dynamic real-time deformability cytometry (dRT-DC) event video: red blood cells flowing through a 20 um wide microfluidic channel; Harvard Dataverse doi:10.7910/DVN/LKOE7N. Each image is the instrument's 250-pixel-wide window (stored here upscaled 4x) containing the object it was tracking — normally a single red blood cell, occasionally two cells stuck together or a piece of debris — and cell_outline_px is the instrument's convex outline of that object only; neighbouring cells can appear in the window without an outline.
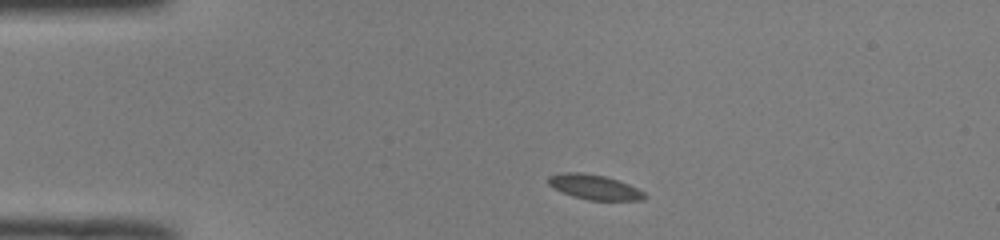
{"species": "common noctule bat (a hibernating species)", "species_latin": "Nyctalus noctula", "temperature_condition": "room temperature", "stored_images_in_passage": 42, "camera_frame_rate_fps": 3000, "um_per_image_px": 0.085, "animal": {"sex": "male", "body_mass_g": 19.0, "forearm_length_mm": 50.8}, "frame": {"image": 1, "passage_image": 1, "time_ms": 0.0, "image_size_px": [1000, 240], "cell_outline_px": [[648, 196], [644, 200], [588, 200], [572, 196], [548, 184], [548, 176], [564, 172], [580, 172], [604, 176], [628, 184], [644, 192]], "centroid_in_image_um": [50.54, 15.9], "position_along_channel_um": 34.5, "area_um2": 13.76}}
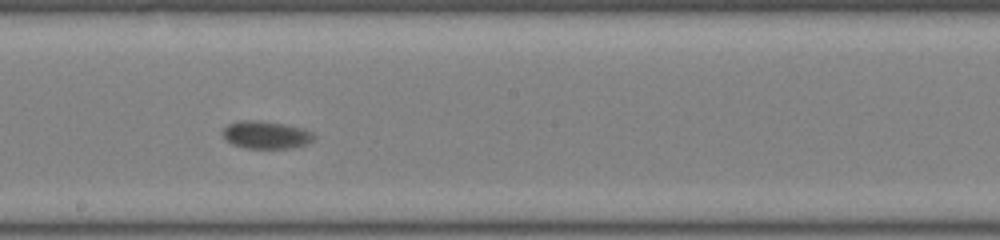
{"frame": {"image": 2, "passage_image": 19, "time_ms": 6.0, "image_size_px": [1000, 240], "cell_outline_px": [[316, 136], [308, 144], [292, 148], [244, 148], [232, 144], [224, 136], [224, 128], [228, 124], [240, 120], [256, 120], [288, 124], [304, 128], [312, 132]], "centroid_in_image_um": [22.67, 11.46], "position_along_channel_um": 225.5, "area_um2": 14.8}}
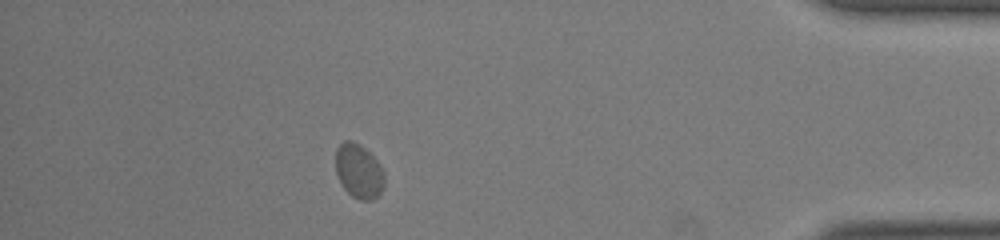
{"frame": {"image": 3, "passage_image": 36, "time_ms": 11.667, "image_size_px": [1000, 240], "cell_outline_px": [[384, 188], [372, 200], [360, 200], [352, 196], [344, 188], [336, 172], [336, 148], [344, 140], [352, 140], [360, 144], [380, 164], [384, 172]], "centroid_in_image_um": [30.5, 14.54], "position_along_channel_um": 404.7, "area_um2": 15.37}, "authors_computed_cell_mechanics": {"area_um2": 14.7968, "velocity_mm_per_s": 3.9361, "shape_relaxation_time_tau1_ms": 1.35, "shape_relaxation_time_tau2_ms": null, "deformation_change_tau1": 0.0948, "deformation_change_tau2": null}}